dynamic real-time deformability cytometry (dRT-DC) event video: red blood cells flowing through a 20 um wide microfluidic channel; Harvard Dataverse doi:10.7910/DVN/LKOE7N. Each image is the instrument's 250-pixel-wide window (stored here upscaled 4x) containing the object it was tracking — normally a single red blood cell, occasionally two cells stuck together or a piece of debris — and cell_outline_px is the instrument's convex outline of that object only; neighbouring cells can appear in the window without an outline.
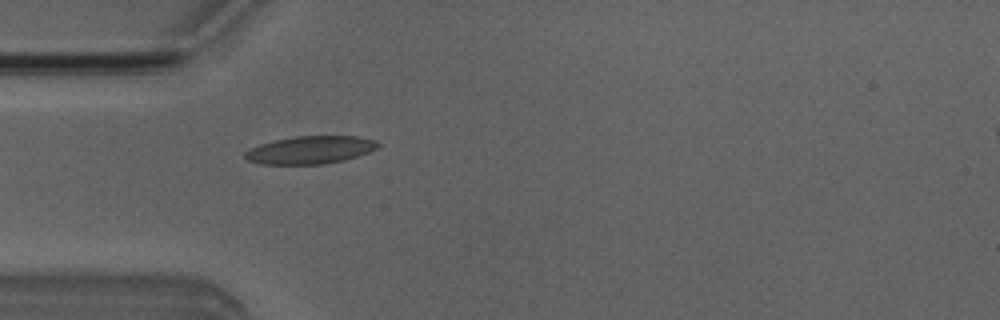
{"species": "Egyptian fruit bat (a non-hibernating species)", "species_latin": "Rousettus aegyptiacus", "temperature_condition": "room temperature", "stored_images_in_passage": 5, "camera_frame_rate_fps": 3000, "um_per_image_px": 0.085, "animal": {"sex": "male"}, "frame": {"image": 1, "passage_image": 5, "time_ms": 4.667, "image_size_px": [1000, 320], "cell_outline_px": [[380, 144], [376, 148], [368, 152], [344, 160], [324, 164], [260, 164], [248, 160], [244, 156], [244, 152], [248, 148], [260, 144], [276, 140], [296, 136], [360, 136], [376, 140]], "centroid_in_image_um": [26.36, 12.74], "position_along_channel_um": 58.6, "area_um2": 21.5}}